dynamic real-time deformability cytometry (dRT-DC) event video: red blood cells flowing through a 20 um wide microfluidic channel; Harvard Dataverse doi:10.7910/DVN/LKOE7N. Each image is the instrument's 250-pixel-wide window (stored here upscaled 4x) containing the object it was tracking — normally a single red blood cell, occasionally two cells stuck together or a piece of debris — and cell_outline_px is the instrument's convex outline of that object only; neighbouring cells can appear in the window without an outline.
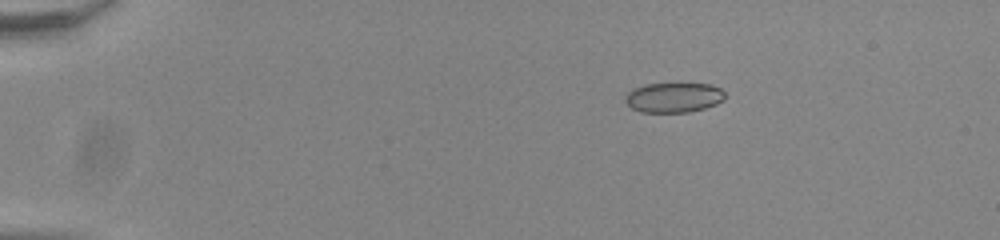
{"species": "common noctule bat (a hibernating species)", "species_latin": "Nyctalus noctula", "temperature_condition": "room temperature", "stored_images_in_passage": 57, "camera_frame_rate_fps": 3000, "um_per_image_px": 0.085, "animal": {"sex": "male", "body_mass_g": 20.0, "forearm_length_mm": 53.3}, "frame": {"image": 1, "passage_image": 11, "time_ms": 3.333, "image_size_px": [1000, 240], "cell_outline_px": [[724, 100], [716, 104], [704, 108], [688, 112], [640, 112], [632, 108], [624, 100], [628, 92], [644, 84], [712, 84], [720, 88], [724, 92]], "centroid_in_image_um": [57.27, 8.29], "position_along_channel_um": 27.7, "area_um2": 17.22}}
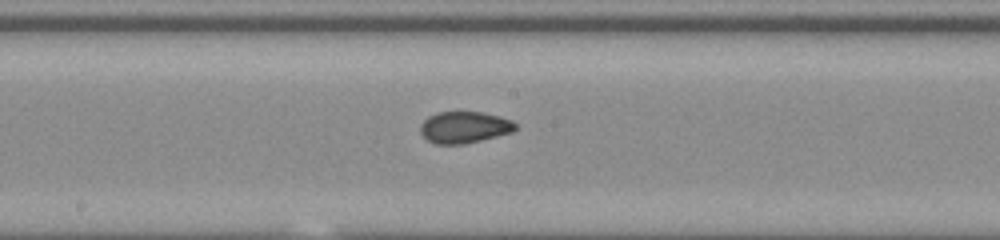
{"frame": {"image": 2, "passage_image": 32, "time_ms": 10.333, "image_size_px": [1000, 240], "cell_outline_px": [[516, 128], [512, 132], [464, 144], [436, 144], [428, 140], [420, 132], [420, 124], [428, 116], [436, 112], [484, 112], [500, 116], [512, 120], [516, 124]], "centroid_in_image_um": [39.46, 10.81], "position_along_channel_um": 208.7, "area_um2": 17.51}}
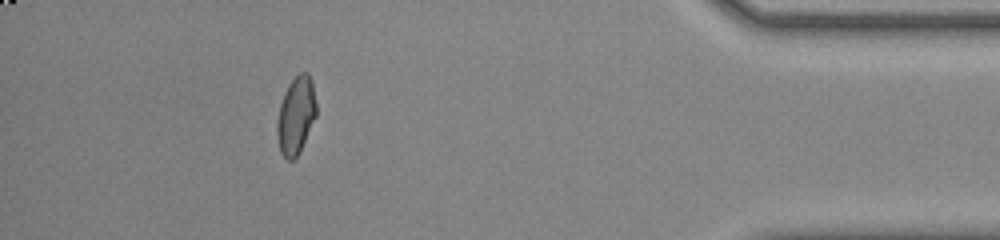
{"frame": {"image": 3, "passage_image": 51, "time_ms": 16.667, "image_size_px": [1000, 240], "cell_outline_px": [[316, 116], [300, 152], [292, 160], [288, 160], [280, 152], [276, 132], [276, 124], [280, 104], [284, 92], [288, 84], [300, 72], [308, 72], [312, 80], [316, 104]], "centroid_in_image_um": [25.15, 9.8], "position_along_channel_um": 410.1, "area_um2": 17.8}}